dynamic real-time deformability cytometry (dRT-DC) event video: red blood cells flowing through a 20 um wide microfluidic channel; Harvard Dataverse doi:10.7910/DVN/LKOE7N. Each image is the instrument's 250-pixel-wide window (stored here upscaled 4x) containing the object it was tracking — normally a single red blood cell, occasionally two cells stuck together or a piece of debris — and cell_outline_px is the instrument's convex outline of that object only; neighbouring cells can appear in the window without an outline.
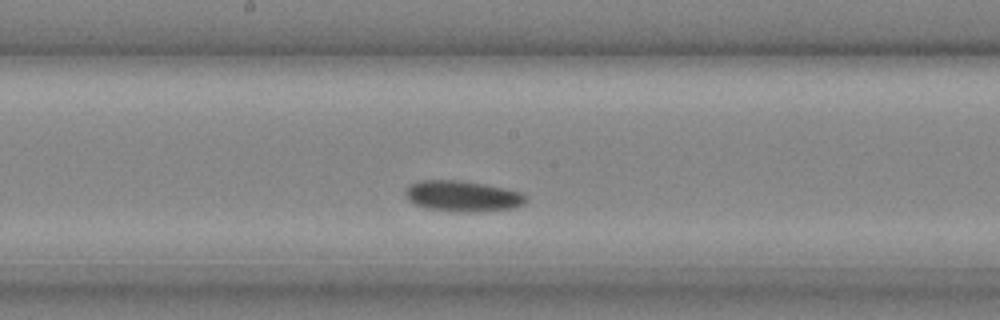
{"species": "common noctule bat (a hibernating species)", "species_latin": "Nyctalus noctula", "temperature_condition": "cold", "stored_images_in_passage": 9, "camera_frame_rate_fps": 3000, "um_per_image_px": 0.085, "animal": {"sex": "male", "body_mass_g": 20.4}, "frame": {"image": 1, "passage_image": 7, "time_ms": 2.0, "image_size_px": [1000, 320], "cell_outline_px": [[524, 200], [520, 204], [508, 208], [436, 208], [420, 204], [412, 200], [408, 196], [408, 188], [412, 184], [428, 180], [448, 180], [476, 184], [500, 188], [516, 192], [524, 196]], "centroid_in_image_um": [39.28, 16.6], "position_along_channel_um": 208.9, "area_um2": 18.44}}
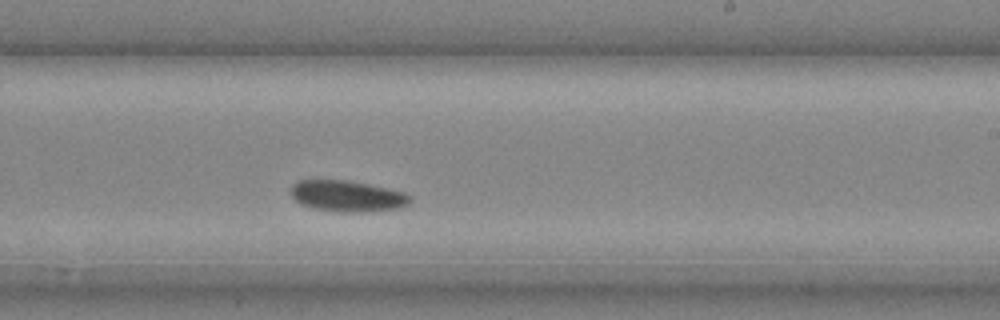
{"frame": {"image": 2, "passage_image": 9, "time_ms": 2.667, "image_size_px": [1000, 320], "cell_outline_px": [[408, 200], [404, 204], [388, 208], [320, 208], [304, 204], [296, 200], [292, 196], [292, 188], [300, 180], [340, 180], [364, 184], [400, 192], [408, 196]], "centroid_in_image_um": [29.37, 16.57], "position_along_channel_um": 259.6, "area_um2": 18.73}}